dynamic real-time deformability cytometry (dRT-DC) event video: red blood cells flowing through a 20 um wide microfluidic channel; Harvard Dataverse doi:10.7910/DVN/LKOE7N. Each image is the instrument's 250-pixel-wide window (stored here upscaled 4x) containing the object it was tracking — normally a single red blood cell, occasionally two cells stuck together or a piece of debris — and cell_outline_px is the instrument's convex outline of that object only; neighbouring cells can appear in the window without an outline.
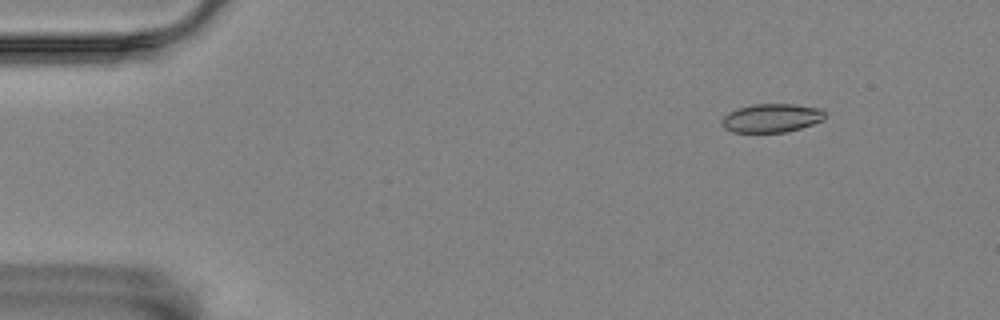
{"species": "Egyptian fruit bat (a non-hibernating species)", "species_latin": "Rousettus aegyptiacus", "temperature_condition": "room temperature", "stored_images_in_passage": 4, "camera_frame_rate_fps": 3000, "um_per_image_px": 0.085, "animal": {"sex": "female"}, "frame": {"image": 1, "passage_image": 1, "time_ms": 0.0, "image_size_px": [1000, 320], "cell_outline_px": [[824, 120], [800, 128], [784, 132], [732, 132], [724, 128], [720, 124], [724, 116], [728, 112], [752, 104], [796, 104], [820, 108], [824, 112]], "centroid_in_image_um": [65.57, 10.03], "position_along_channel_um": 19.4, "area_um2": 17.17}}